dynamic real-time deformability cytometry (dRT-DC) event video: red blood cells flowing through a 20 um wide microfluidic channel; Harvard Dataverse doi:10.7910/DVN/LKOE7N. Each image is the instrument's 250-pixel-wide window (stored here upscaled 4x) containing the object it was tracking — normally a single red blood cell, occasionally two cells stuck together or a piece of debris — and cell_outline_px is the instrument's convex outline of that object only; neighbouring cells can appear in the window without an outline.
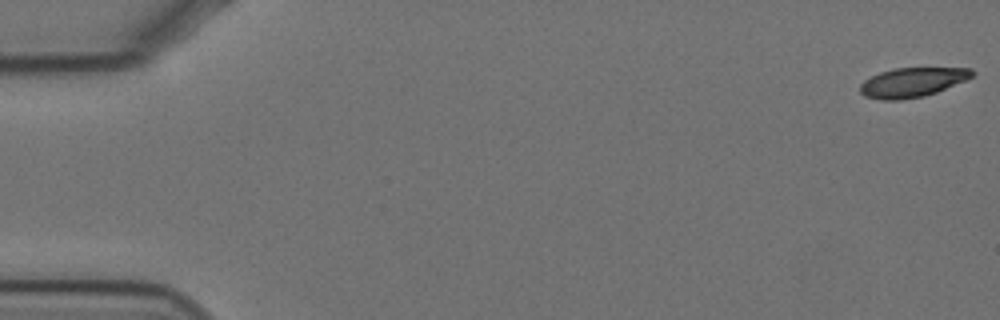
{"species": "Egyptian fruit bat (a non-hibernating species)", "species_latin": "Rousettus aegyptiacus", "temperature_condition": "cold", "stored_images_in_passage": 58, "camera_frame_rate_fps": 3000, "um_per_image_px": 0.085, "animal": {"sex": "female"}, "frame": {"image": 1, "passage_image": 1, "time_ms": 0.0, "image_size_px": [1000, 320], "cell_outline_px": [[976, 72], [972, 76], [964, 80], [936, 92], [924, 96], [900, 100], [880, 100], [864, 96], [860, 92], [860, 84], [864, 80], [880, 72], [892, 68], [972, 68]], "centroid_in_image_um": [77.51, 7.0], "position_along_channel_um": 7.5, "area_um2": 19.13}}
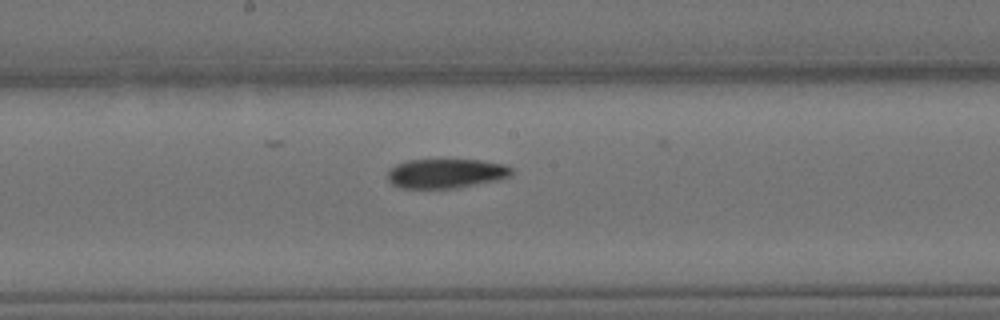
{"frame": {"image": 2, "passage_image": 31, "time_ms": 10.0, "image_size_px": [1000, 320], "cell_outline_px": [[512, 176], [496, 180], [460, 188], [400, 188], [392, 184], [388, 180], [388, 172], [396, 164], [408, 160], [480, 160], [504, 164], [512, 168]], "centroid_in_image_um": [37.92, 14.75], "position_along_channel_um": 210.3, "area_um2": 21.27}}
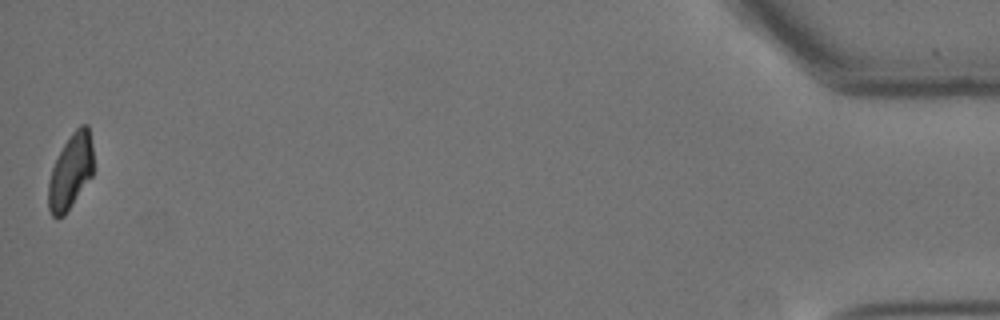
{"frame": {"image": 3, "passage_image": 58, "time_ms": 19.0, "image_size_px": [1000, 320], "cell_outline_px": [[92, 176], [64, 216], [52, 216], [48, 208], [48, 180], [52, 168], [64, 144], [72, 132], [80, 124], [88, 124], [92, 144]], "centroid_in_image_um": [6.0, 14.57], "position_along_channel_um": 429.2, "area_um2": 19.54}, "authors_computed_cell_mechanics": {"area_um2": 21.2704, "velocity_mm_per_s": 3.4744, "shape_relaxation_time_tau1_ms": 9.8374, "shape_relaxation_time_tau2_ms": null, "deformation_change_tau1": 0.2068, "deformation_change_tau2": null}}